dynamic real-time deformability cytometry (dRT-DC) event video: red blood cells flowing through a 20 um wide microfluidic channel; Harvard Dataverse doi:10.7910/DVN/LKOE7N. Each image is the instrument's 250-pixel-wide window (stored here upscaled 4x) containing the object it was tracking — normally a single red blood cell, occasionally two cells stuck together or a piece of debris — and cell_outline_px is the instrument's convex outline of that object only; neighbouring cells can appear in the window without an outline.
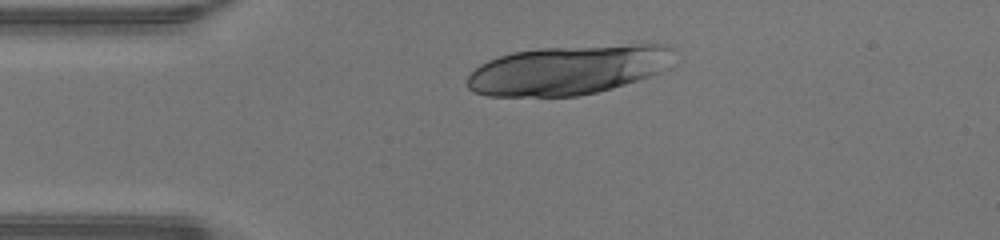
{"species": "human", "species_latin": "Homo sapiens", "temperature_condition": "warm", "stored_images_in_passage": 37, "camera_frame_rate_fps": 3000, "um_per_image_px": 0.085, "donor": {"sex": "male"}, "frame": {"image": 1, "passage_image": 1, "time_ms": 0.0, "image_size_px": [1000, 240], "cell_outline_px": [[672, 48], [660, 72], [652, 76], [612, 88], [596, 92], [576, 96], [488, 96], [472, 92], [468, 88], [468, 76], [480, 64], [488, 60], [512, 52], [540, 48], [636, 44], [668, 44]], "centroid_in_image_um": [48.22, 5.95], "position_along_channel_um": 36.8, "area_um2": 58.78}}